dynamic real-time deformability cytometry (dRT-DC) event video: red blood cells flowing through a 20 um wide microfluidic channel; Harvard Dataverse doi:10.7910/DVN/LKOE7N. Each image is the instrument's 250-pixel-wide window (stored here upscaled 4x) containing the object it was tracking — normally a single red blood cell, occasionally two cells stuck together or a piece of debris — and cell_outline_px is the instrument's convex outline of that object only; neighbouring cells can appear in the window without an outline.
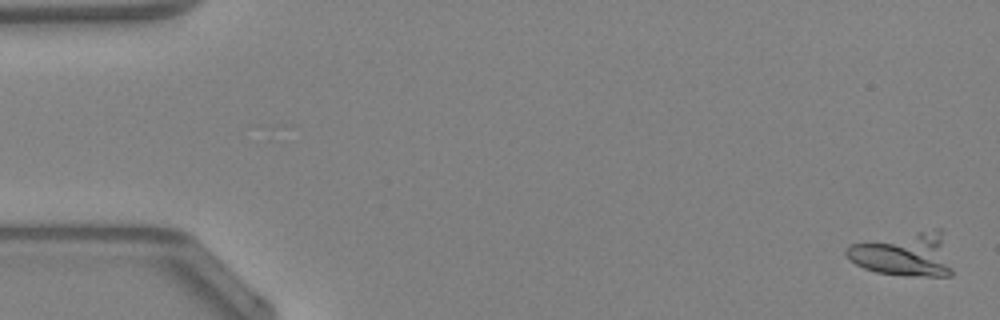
{"species": "Egyptian fruit bat (a non-hibernating species)", "species_latin": "Rousettus aegyptiacus", "temperature_condition": "warm", "stored_images_in_passage": 16, "camera_frame_rate_fps": 3000, "um_per_image_px": 0.085, "animal": {"sex": "female"}, "frame": {"image": 1, "passage_image": 2, "time_ms": 0.333, "image_size_px": [1000, 320], "cell_outline_px": [[952, 276], [912, 276], [876, 272], [864, 268], [856, 264], [844, 252], [844, 248], [852, 244], [936, 228], [944, 228], [952, 268]], "centroid_in_image_um": [76.95, 21.61], "position_along_channel_um": 8.1, "area_um2": 27.22}}
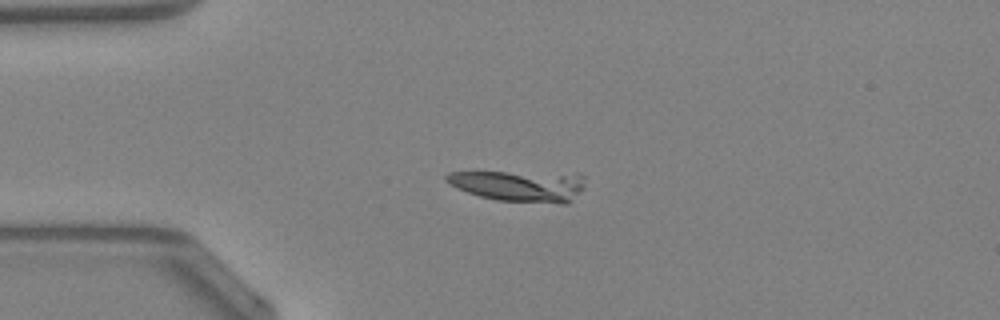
{"frame": {"image": 2, "passage_image": 13, "time_ms": 4.0, "image_size_px": [1000, 320], "cell_outline_px": [[584, 188], [568, 204], [564, 204], [496, 200], [480, 196], [456, 188], [444, 180], [444, 176], [448, 172], [504, 172], [584, 176]], "centroid_in_image_um": [44.1, 15.82], "position_along_channel_um": 40.9, "area_um2": 24.74}}